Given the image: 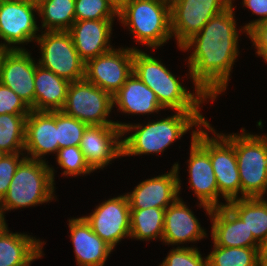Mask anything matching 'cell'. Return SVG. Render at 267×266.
Listing matches in <instances>:
<instances>
[{
    "label": "cell",
    "mask_w": 267,
    "mask_h": 266,
    "mask_svg": "<svg viewBox=\"0 0 267 266\" xmlns=\"http://www.w3.org/2000/svg\"><path fill=\"white\" fill-rule=\"evenodd\" d=\"M233 3L214 15L203 28L179 49L191 50L187 59L189 77L213 102L227 89L234 63L239 55V32Z\"/></svg>",
    "instance_id": "6da1fadb"
},
{
    "label": "cell",
    "mask_w": 267,
    "mask_h": 266,
    "mask_svg": "<svg viewBox=\"0 0 267 266\" xmlns=\"http://www.w3.org/2000/svg\"><path fill=\"white\" fill-rule=\"evenodd\" d=\"M174 113L144 125L115 121L122 130V156L163 153L173 142L194 129L193 127L201 128L208 122L200 112ZM127 133L129 136L123 137Z\"/></svg>",
    "instance_id": "7a4b0ae2"
},
{
    "label": "cell",
    "mask_w": 267,
    "mask_h": 266,
    "mask_svg": "<svg viewBox=\"0 0 267 266\" xmlns=\"http://www.w3.org/2000/svg\"><path fill=\"white\" fill-rule=\"evenodd\" d=\"M133 73L154 93L166 110L200 112L201 104L210 100L199 88L188 91L161 60L133 48ZM195 92V93H194Z\"/></svg>",
    "instance_id": "3957f363"
},
{
    "label": "cell",
    "mask_w": 267,
    "mask_h": 266,
    "mask_svg": "<svg viewBox=\"0 0 267 266\" xmlns=\"http://www.w3.org/2000/svg\"><path fill=\"white\" fill-rule=\"evenodd\" d=\"M47 162L25 158L18 166L8 191L0 201V211L38 206L53 201L55 169Z\"/></svg>",
    "instance_id": "277c9868"
},
{
    "label": "cell",
    "mask_w": 267,
    "mask_h": 266,
    "mask_svg": "<svg viewBox=\"0 0 267 266\" xmlns=\"http://www.w3.org/2000/svg\"><path fill=\"white\" fill-rule=\"evenodd\" d=\"M117 20L130 29L135 42L150 49L172 38L169 0H127L118 9Z\"/></svg>",
    "instance_id": "5b68a950"
},
{
    "label": "cell",
    "mask_w": 267,
    "mask_h": 266,
    "mask_svg": "<svg viewBox=\"0 0 267 266\" xmlns=\"http://www.w3.org/2000/svg\"><path fill=\"white\" fill-rule=\"evenodd\" d=\"M207 132L214 134L210 137ZM195 140L210 155L218 192L226 201L225 205L231 200L238 199V194H241V180L234 148V133H216L211 124L207 122L199 129Z\"/></svg>",
    "instance_id": "8992f818"
},
{
    "label": "cell",
    "mask_w": 267,
    "mask_h": 266,
    "mask_svg": "<svg viewBox=\"0 0 267 266\" xmlns=\"http://www.w3.org/2000/svg\"><path fill=\"white\" fill-rule=\"evenodd\" d=\"M234 133V148L241 180L239 198L265 197L267 193V134L254 135L241 129ZM247 132V133H246Z\"/></svg>",
    "instance_id": "52a82bcc"
},
{
    "label": "cell",
    "mask_w": 267,
    "mask_h": 266,
    "mask_svg": "<svg viewBox=\"0 0 267 266\" xmlns=\"http://www.w3.org/2000/svg\"><path fill=\"white\" fill-rule=\"evenodd\" d=\"M40 47L38 65L69 81L84 79L85 62L80 58L68 31H42L35 40Z\"/></svg>",
    "instance_id": "ba28073f"
},
{
    "label": "cell",
    "mask_w": 267,
    "mask_h": 266,
    "mask_svg": "<svg viewBox=\"0 0 267 266\" xmlns=\"http://www.w3.org/2000/svg\"><path fill=\"white\" fill-rule=\"evenodd\" d=\"M112 110V96L85 79L70 83L65 104L61 109L66 115L88 126L116 124L108 119Z\"/></svg>",
    "instance_id": "9c48e42d"
},
{
    "label": "cell",
    "mask_w": 267,
    "mask_h": 266,
    "mask_svg": "<svg viewBox=\"0 0 267 266\" xmlns=\"http://www.w3.org/2000/svg\"><path fill=\"white\" fill-rule=\"evenodd\" d=\"M35 13L38 6L25 0H0V47L25 50L21 44L35 42L40 30Z\"/></svg>",
    "instance_id": "30bf717a"
},
{
    "label": "cell",
    "mask_w": 267,
    "mask_h": 266,
    "mask_svg": "<svg viewBox=\"0 0 267 266\" xmlns=\"http://www.w3.org/2000/svg\"><path fill=\"white\" fill-rule=\"evenodd\" d=\"M171 32L181 47L216 14L232 4V0H169Z\"/></svg>",
    "instance_id": "8fae6325"
},
{
    "label": "cell",
    "mask_w": 267,
    "mask_h": 266,
    "mask_svg": "<svg viewBox=\"0 0 267 266\" xmlns=\"http://www.w3.org/2000/svg\"><path fill=\"white\" fill-rule=\"evenodd\" d=\"M133 48L120 47L85 63L84 79L113 96L133 73Z\"/></svg>",
    "instance_id": "7c38bea8"
},
{
    "label": "cell",
    "mask_w": 267,
    "mask_h": 266,
    "mask_svg": "<svg viewBox=\"0 0 267 266\" xmlns=\"http://www.w3.org/2000/svg\"><path fill=\"white\" fill-rule=\"evenodd\" d=\"M83 217L113 250L121 240L130 238V206L125 193L103 201Z\"/></svg>",
    "instance_id": "4fadbf2b"
},
{
    "label": "cell",
    "mask_w": 267,
    "mask_h": 266,
    "mask_svg": "<svg viewBox=\"0 0 267 266\" xmlns=\"http://www.w3.org/2000/svg\"><path fill=\"white\" fill-rule=\"evenodd\" d=\"M200 128L192 130L190 156L187 160L190 189L199 200V207L210 216L213 208H219L225 204L218 201L220 195L209 153L195 140ZM219 197V198H218Z\"/></svg>",
    "instance_id": "5bb4252c"
},
{
    "label": "cell",
    "mask_w": 267,
    "mask_h": 266,
    "mask_svg": "<svg viewBox=\"0 0 267 266\" xmlns=\"http://www.w3.org/2000/svg\"><path fill=\"white\" fill-rule=\"evenodd\" d=\"M179 163L173 164L169 172L140 182L132 192L126 193L130 209H166L180 196L181 180Z\"/></svg>",
    "instance_id": "9a60e30c"
},
{
    "label": "cell",
    "mask_w": 267,
    "mask_h": 266,
    "mask_svg": "<svg viewBox=\"0 0 267 266\" xmlns=\"http://www.w3.org/2000/svg\"><path fill=\"white\" fill-rule=\"evenodd\" d=\"M79 147L93 171L103 169L122 157V130L116 124L87 126Z\"/></svg>",
    "instance_id": "2e32d148"
},
{
    "label": "cell",
    "mask_w": 267,
    "mask_h": 266,
    "mask_svg": "<svg viewBox=\"0 0 267 266\" xmlns=\"http://www.w3.org/2000/svg\"><path fill=\"white\" fill-rule=\"evenodd\" d=\"M36 61L30 51L5 50L0 59V83L13 90L33 110Z\"/></svg>",
    "instance_id": "e0dca14e"
},
{
    "label": "cell",
    "mask_w": 267,
    "mask_h": 266,
    "mask_svg": "<svg viewBox=\"0 0 267 266\" xmlns=\"http://www.w3.org/2000/svg\"><path fill=\"white\" fill-rule=\"evenodd\" d=\"M57 140L56 111L31 110L26 119L25 156L46 162L47 154H57Z\"/></svg>",
    "instance_id": "ac0fdd59"
},
{
    "label": "cell",
    "mask_w": 267,
    "mask_h": 266,
    "mask_svg": "<svg viewBox=\"0 0 267 266\" xmlns=\"http://www.w3.org/2000/svg\"><path fill=\"white\" fill-rule=\"evenodd\" d=\"M206 232L181 197L166 208L162 238L166 245L181 247L180 244L187 242L197 243L207 237Z\"/></svg>",
    "instance_id": "d6986e66"
},
{
    "label": "cell",
    "mask_w": 267,
    "mask_h": 266,
    "mask_svg": "<svg viewBox=\"0 0 267 266\" xmlns=\"http://www.w3.org/2000/svg\"><path fill=\"white\" fill-rule=\"evenodd\" d=\"M114 20H75L72 24L68 32L80 58L85 63L113 49L110 39Z\"/></svg>",
    "instance_id": "ffe728a7"
},
{
    "label": "cell",
    "mask_w": 267,
    "mask_h": 266,
    "mask_svg": "<svg viewBox=\"0 0 267 266\" xmlns=\"http://www.w3.org/2000/svg\"><path fill=\"white\" fill-rule=\"evenodd\" d=\"M212 223L213 244L222 247H260L246 223L228 206L213 208L209 216Z\"/></svg>",
    "instance_id": "44dd1931"
},
{
    "label": "cell",
    "mask_w": 267,
    "mask_h": 266,
    "mask_svg": "<svg viewBox=\"0 0 267 266\" xmlns=\"http://www.w3.org/2000/svg\"><path fill=\"white\" fill-rule=\"evenodd\" d=\"M68 222L77 266H104L113 249L93 232L83 216Z\"/></svg>",
    "instance_id": "7402d4cb"
},
{
    "label": "cell",
    "mask_w": 267,
    "mask_h": 266,
    "mask_svg": "<svg viewBox=\"0 0 267 266\" xmlns=\"http://www.w3.org/2000/svg\"><path fill=\"white\" fill-rule=\"evenodd\" d=\"M113 107L128 115H149L165 110L156 94L135 73H132L124 85L112 96ZM115 105V106H114Z\"/></svg>",
    "instance_id": "603a6c76"
},
{
    "label": "cell",
    "mask_w": 267,
    "mask_h": 266,
    "mask_svg": "<svg viewBox=\"0 0 267 266\" xmlns=\"http://www.w3.org/2000/svg\"><path fill=\"white\" fill-rule=\"evenodd\" d=\"M40 239L8 229L0 237V266H31V262L44 256Z\"/></svg>",
    "instance_id": "cb8c5ba5"
},
{
    "label": "cell",
    "mask_w": 267,
    "mask_h": 266,
    "mask_svg": "<svg viewBox=\"0 0 267 266\" xmlns=\"http://www.w3.org/2000/svg\"><path fill=\"white\" fill-rule=\"evenodd\" d=\"M71 82L36 64L33 111H59L63 108Z\"/></svg>",
    "instance_id": "d4e9b609"
},
{
    "label": "cell",
    "mask_w": 267,
    "mask_h": 266,
    "mask_svg": "<svg viewBox=\"0 0 267 266\" xmlns=\"http://www.w3.org/2000/svg\"><path fill=\"white\" fill-rule=\"evenodd\" d=\"M227 205L246 223L254 238L261 243L267 236V200L264 197L238 198Z\"/></svg>",
    "instance_id": "484cf974"
},
{
    "label": "cell",
    "mask_w": 267,
    "mask_h": 266,
    "mask_svg": "<svg viewBox=\"0 0 267 266\" xmlns=\"http://www.w3.org/2000/svg\"><path fill=\"white\" fill-rule=\"evenodd\" d=\"M165 210L161 208L130 209V238L162 241Z\"/></svg>",
    "instance_id": "4316f807"
},
{
    "label": "cell",
    "mask_w": 267,
    "mask_h": 266,
    "mask_svg": "<svg viewBox=\"0 0 267 266\" xmlns=\"http://www.w3.org/2000/svg\"><path fill=\"white\" fill-rule=\"evenodd\" d=\"M44 31H68L75 22V0H45L38 6Z\"/></svg>",
    "instance_id": "83f0119b"
},
{
    "label": "cell",
    "mask_w": 267,
    "mask_h": 266,
    "mask_svg": "<svg viewBox=\"0 0 267 266\" xmlns=\"http://www.w3.org/2000/svg\"><path fill=\"white\" fill-rule=\"evenodd\" d=\"M28 114L0 115V151L5 154L23 153Z\"/></svg>",
    "instance_id": "f1b7e54d"
},
{
    "label": "cell",
    "mask_w": 267,
    "mask_h": 266,
    "mask_svg": "<svg viewBox=\"0 0 267 266\" xmlns=\"http://www.w3.org/2000/svg\"><path fill=\"white\" fill-rule=\"evenodd\" d=\"M209 253L208 266H260L259 247L213 245V250Z\"/></svg>",
    "instance_id": "f546056e"
},
{
    "label": "cell",
    "mask_w": 267,
    "mask_h": 266,
    "mask_svg": "<svg viewBox=\"0 0 267 266\" xmlns=\"http://www.w3.org/2000/svg\"><path fill=\"white\" fill-rule=\"evenodd\" d=\"M87 124L66 115L61 110L56 111V127L58 135V150L69 146H80Z\"/></svg>",
    "instance_id": "4dcf8cb0"
},
{
    "label": "cell",
    "mask_w": 267,
    "mask_h": 266,
    "mask_svg": "<svg viewBox=\"0 0 267 266\" xmlns=\"http://www.w3.org/2000/svg\"><path fill=\"white\" fill-rule=\"evenodd\" d=\"M118 17V8L110 0H75V20H103Z\"/></svg>",
    "instance_id": "1f68e13d"
},
{
    "label": "cell",
    "mask_w": 267,
    "mask_h": 266,
    "mask_svg": "<svg viewBox=\"0 0 267 266\" xmlns=\"http://www.w3.org/2000/svg\"><path fill=\"white\" fill-rule=\"evenodd\" d=\"M56 162L63 172L64 177H77L81 175H88L93 170L86 163L83 152L79 146H69L60 148L56 154Z\"/></svg>",
    "instance_id": "d6a6232c"
},
{
    "label": "cell",
    "mask_w": 267,
    "mask_h": 266,
    "mask_svg": "<svg viewBox=\"0 0 267 266\" xmlns=\"http://www.w3.org/2000/svg\"><path fill=\"white\" fill-rule=\"evenodd\" d=\"M159 266H208V258L197 247H173Z\"/></svg>",
    "instance_id": "836d02e7"
},
{
    "label": "cell",
    "mask_w": 267,
    "mask_h": 266,
    "mask_svg": "<svg viewBox=\"0 0 267 266\" xmlns=\"http://www.w3.org/2000/svg\"><path fill=\"white\" fill-rule=\"evenodd\" d=\"M25 158L26 156L24 153L5 154L2 157L0 161V201L6 195L11 180L16 173L19 164Z\"/></svg>",
    "instance_id": "e575fe53"
},
{
    "label": "cell",
    "mask_w": 267,
    "mask_h": 266,
    "mask_svg": "<svg viewBox=\"0 0 267 266\" xmlns=\"http://www.w3.org/2000/svg\"><path fill=\"white\" fill-rule=\"evenodd\" d=\"M31 108L9 87L0 83V115L29 114Z\"/></svg>",
    "instance_id": "d590c367"
},
{
    "label": "cell",
    "mask_w": 267,
    "mask_h": 266,
    "mask_svg": "<svg viewBox=\"0 0 267 266\" xmlns=\"http://www.w3.org/2000/svg\"><path fill=\"white\" fill-rule=\"evenodd\" d=\"M247 35L251 39L252 46L257 49L256 55L265 60L267 58V21L255 25Z\"/></svg>",
    "instance_id": "8d00e7d4"
},
{
    "label": "cell",
    "mask_w": 267,
    "mask_h": 266,
    "mask_svg": "<svg viewBox=\"0 0 267 266\" xmlns=\"http://www.w3.org/2000/svg\"><path fill=\"white\" fill-rule=\"evenodd\" d=\"M235 0H232L234 3ZM242 4L244 7H247L252 11V14H256L259 16L256 20L250 21L241 27L240 31L247 33L257 24L267 21V0H242Z\"/></svg>",
    "instance_id": "74e56055"
},
{
    "label": "cell",
    "mask_w": 267,
    "mask_h": 266,
    "mask_svg": "<svg viewBox=\"0 0 267 266\" xmlns=\"http://www.w3.org/2000/svg\"><path fill=\"white\" fill-rule=\"evenodd\" d=\"M259 262H260V266H267V236L260 243V247H259Z\"/></svg>",
    "instance_id": "f35d334b"
},
{
    "label": "cell",
    "mask_w": 267,
    "mask_h": 266,
    "mask_svg": "<svg viewBox=\"0 0 267 266\" xmlns=\"http://www.w3.org/2000/svg\"><path fill=\"white\" fill-rule=\"evenodd\" d=\"M8 230L5 215L0 211V237Z\"/></svg>",
    "instance_id": "ab89813d"
},
{
    "label": "cell",
    "mask_w": 267,
    "mask_h": 266,
    "mask_svg": "<svg viewBox=\"0 0 267 266\" xmlns=\"http://www.w3.org/2000/svg\"><path fill=\"white\" fill-rule=\"evenodd\" d=\"M118 9L127 1V0H110Z\"/></svg>",
    "instance_id": "60d3db41"
},
{
    "label": "cell",
    "mask_w": 267,
    "mask_h": 266,
    "mask_svg": "<svg viewBox=\"0 0 267 266\" xmlns=\"http://www.w3.org/2000/svg\"><path fill=\"white\" fill-rule=\"evenodd\" d=\"M25 1H27L28 3H32V4L39 6L45 0H25Z\"/></svg>",
    "instance_id": "b9f144b4"
},
{
    "label": "cell",
    "mask_w": 267,
    "mask_h": 266,
    "mask_svg": "<svg viewBox=\"0 0 267 266\" xmlns=\"http://www.w3.org/2000/svg\"><path fill=\"white\" fill-rule=\"evenodd\" d=\"M4 51H5V49H3V48L0 47V59H1V56H2V54H3Z\"/></svg>",
    "instance_id": "7bdbcfd3"
},
{
    "label": "cell",
    "mask_w": 267,
    "mask_h": 266,
    "mask_svg": "<svg viewBox=\"0 0 267 266\" xmlns=\"http://www.w3.org/2000/svg\"><path fill=\"white\" fill-rule=\"evenodd\" d=\"M5 155V153L4 152H2V151H0V161H1V159H2V157Z\"/></svg>",
    "instance_id": "ee69618b"
}]
</instances>
